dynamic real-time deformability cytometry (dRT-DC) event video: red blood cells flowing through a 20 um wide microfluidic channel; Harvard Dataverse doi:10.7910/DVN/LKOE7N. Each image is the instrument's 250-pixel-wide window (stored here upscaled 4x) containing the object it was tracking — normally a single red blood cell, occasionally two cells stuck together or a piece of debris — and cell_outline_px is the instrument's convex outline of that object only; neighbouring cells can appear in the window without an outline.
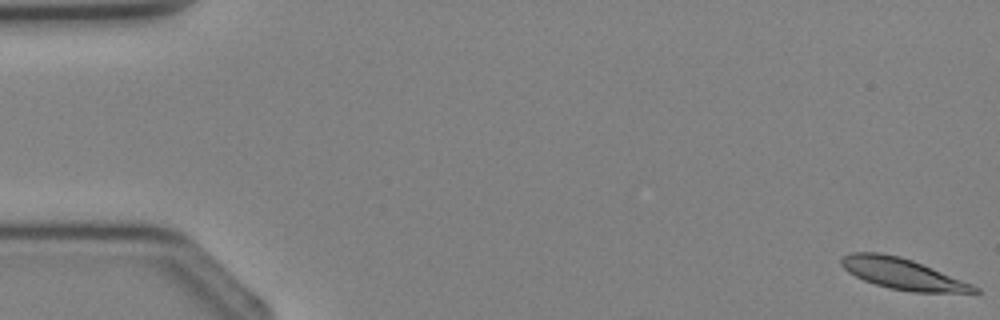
{"species": "Egyptian fruit bat (a non-hibernating species)", "species_latin": "Rousettus aegyptiacus", "temperature_condition": "cold", "stored_images_in_passage": 2, "segment_of_instrument_passage": [2, 2], "camera_frame_rate_fps": 3000, "um_per_image_px": 0.085, "animal": {"sex": "female"}, "frame": {"image": 1, "passage_image": 2, "time_ms": 1.333, "image_size_px": [1000, 320], "cell_outline_px": [[980, 292], [912, 292], [892, 288], [876, 284], [864, 280], [848, 272], [840, 264], [840, 260], [844, 256], [852, 252], [876, 252], [900, 256], [912, 260], [972, 284], [980, 288]], "centroid_in_image_um": [76.69, 23.26], "position_along_channel_um": 8.3, "area_um2": 23.58}}